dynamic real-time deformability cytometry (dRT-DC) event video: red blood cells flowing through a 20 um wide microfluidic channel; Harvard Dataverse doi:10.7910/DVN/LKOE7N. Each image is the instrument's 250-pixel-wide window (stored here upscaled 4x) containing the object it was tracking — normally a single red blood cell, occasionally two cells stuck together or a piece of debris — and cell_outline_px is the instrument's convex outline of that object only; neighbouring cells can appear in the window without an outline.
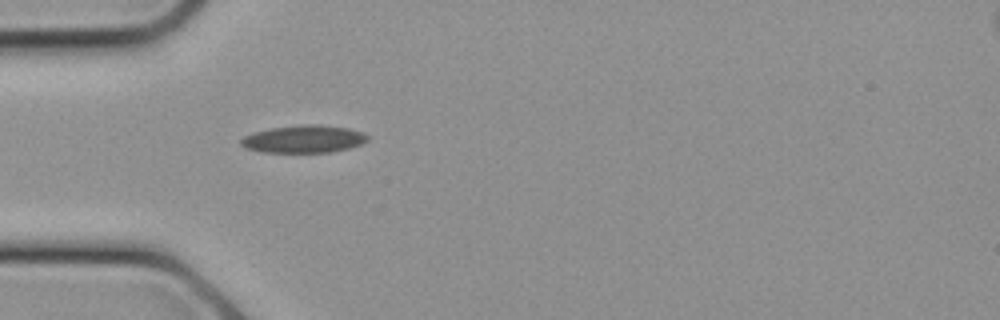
{"species": "common noctule bat (a hibernating species)", "species_latin": "Nyctalus noctula", "temperature_condition": "cold", "stored_images_in_passage": 1, "camera_frame_rate_fps": 3000, "um_per_image_px": 0.085, "animal": {"sex": "female", "body_mass_g": 21.9}, "frame": {"image": 1, "passage_image": 1, "time_ms": 0.0, "image_size_px": [1000, 320], "cell_outline_px": [[368, 140], [360, 144], [348, 148], [328, 152], [260, 152], [244, 148], [240, 144], [240, 140], [244, 136], [252, 132], [272, 128], [304, 124], [320, 124], [348, 128], [364, 132], [368, 136]], "centroid_in_image_um": [25.79, 11.81], "position_along_channel_um": 59.2, "area_um2": 20.4}}